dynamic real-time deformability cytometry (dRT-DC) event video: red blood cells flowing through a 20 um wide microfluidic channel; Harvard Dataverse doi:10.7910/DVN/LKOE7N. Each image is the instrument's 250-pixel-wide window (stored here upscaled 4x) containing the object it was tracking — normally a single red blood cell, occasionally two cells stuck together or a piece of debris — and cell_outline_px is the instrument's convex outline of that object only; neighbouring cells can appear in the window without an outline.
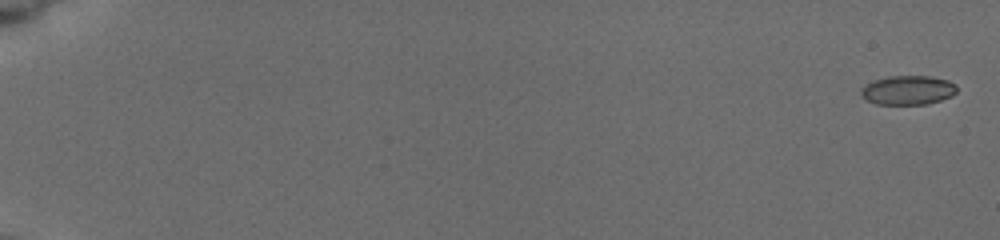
{"species": "common noctule bat (a hibernating species)", "species_latin": "Nyctalus noctula", "temperature_condition": "cold", "stored_images_in_passage": 6, "camera_frame_rate_fps": 3000, "um_per_image_px": 0.085, "animal": {"sex": "female", "body_mass_g": 19.5, "forearm_length_mm": 54.1}, "frame": {"image": 1, "passage_image": 1, "time_ms": 0.0, "image_size_px": [1000, 240], "cell_outline_px": [[956, 92], [952, 96], [928, 104], [876, 104], [860, 96], [860, 92], [872, 80], [888, 76], [928, 76], [948, 80], [956, 84]], "centroid_in_image_um": [77.18, 7.66], "position_along_channel_um": 7.8, "area_um2": 16.24}}